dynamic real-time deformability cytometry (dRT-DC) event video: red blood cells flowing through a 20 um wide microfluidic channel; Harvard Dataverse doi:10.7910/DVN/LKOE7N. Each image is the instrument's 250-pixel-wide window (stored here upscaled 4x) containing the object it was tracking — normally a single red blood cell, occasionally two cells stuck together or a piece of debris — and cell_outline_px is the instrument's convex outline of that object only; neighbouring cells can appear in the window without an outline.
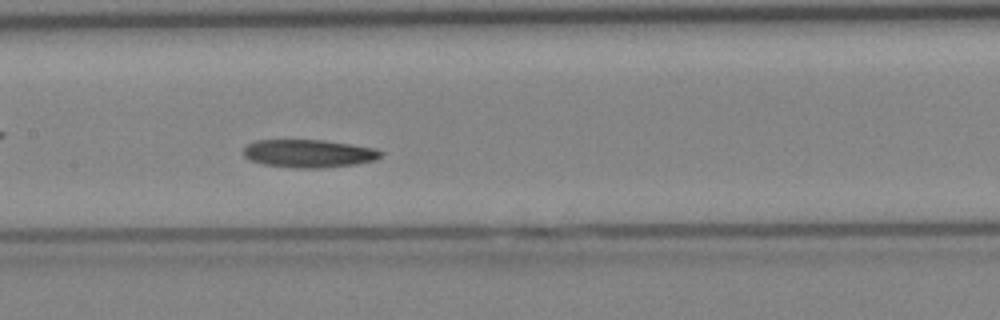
{"species": "Egyptian fruit bat (a non-hibernating species)", "species_latin": "Rousettus aegyptiacus", "temperature_condition": "cold", "stored_images_in_passage": 30, "camera_frame_rate_fps": 3000, "um_per_image_px": 0.085, "animal": {"sex": "female"}, "frame": {"image": 1, "passage_image": 9, "time_ms": 2.667, "image_size_px": [1000, 320], "cell_outline_px": [[384, 152], [376, 160], [356, 164], [320, 168], [300, 168], [264, 164], [252, 160], [244, 156], [244, 148], [248, 144], [256, 140], [324, 140], [352, 144], [376, 148]], "centroid_in_image_um": [26.29, 13.04], "position_along_channel_um": 181.1, "area_um2": 22.31}}